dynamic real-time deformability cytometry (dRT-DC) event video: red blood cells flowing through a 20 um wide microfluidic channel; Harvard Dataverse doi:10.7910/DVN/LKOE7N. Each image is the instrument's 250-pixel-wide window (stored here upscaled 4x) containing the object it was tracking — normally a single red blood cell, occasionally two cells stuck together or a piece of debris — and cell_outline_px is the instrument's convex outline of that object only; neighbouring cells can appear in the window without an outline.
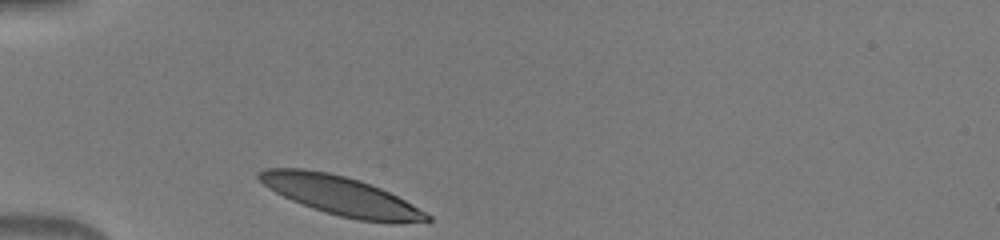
{"species": "human", "species_latin": "Homo sapiens", "temperature_condition": "warm", "stored_images_in_passage": 29, "camera_frame_rate_fps": 3000, "um_per_image_px": 0.085, "donor": {"sex": "male"}, "frame": {"image": 1, "passage_image": 1, "time_ms": 0.0, "image_size_px": [1000, 240], "cell_outline_px": [[432, 220], [400, 224], [392, 224], [360, 220], [340, 216], [292, 200], [268, 188], [256, 176], [256, 172], [264, 168], [304, 168], [328, 172], [360, 180], [380, 188], [412, 204], [432, 216]], "centroid_in_image_um": [28.99, 16.63], "position_along_channel_um": 56.0, "area_um2": 37.86}}
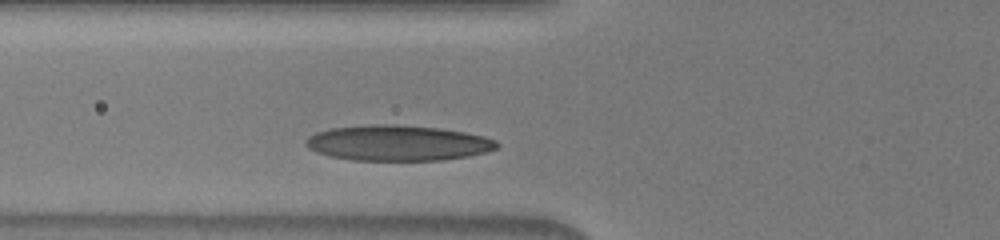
{"frame": {"image": 2, "passage_image": 5, "time_ms": 1.333, "image_size_px": [1000, 240], "cell_outline_px": [[500, 144], [496, 148], [484, 152], [468, 156], [440, 160], [352, 160], [328, 156], [316, 152], [308, 148], [304, 144], [308, 136], [316, 132], [332, 128], [368, 124], [396, 124], [440, 128], [464, 132], [484, 136], [496, 140]], "centroid_in_image_um": [33.78, 12.15], "position_along_channel_um": 92.0, "area_um2": 39.65}}
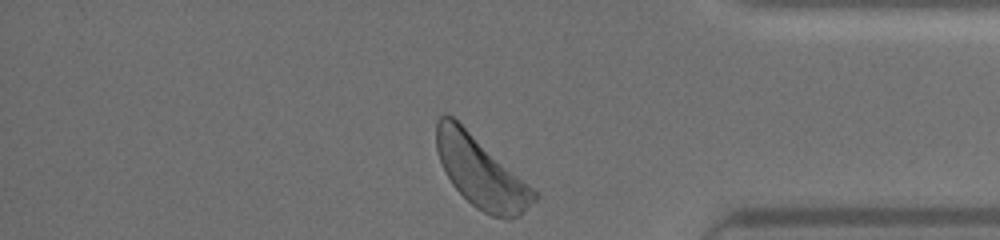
{"frame": {"image": 3, "passage_image": 29, "time_ms": 9.333, "image_size_px": [1000, 240], "cell_outline_px": [[540, 196], [536, 200], [516, 216], [508, 220], [492, 216], [476, 208], [452, 184], [440, 160], [436, 148], [436, 120], [440, 116], [452, 116], [540, 192]], "centroid_in_image_um": [40.92, 14.64], "position_along_channel_um": 394.3, "area_um2": 40.06}}